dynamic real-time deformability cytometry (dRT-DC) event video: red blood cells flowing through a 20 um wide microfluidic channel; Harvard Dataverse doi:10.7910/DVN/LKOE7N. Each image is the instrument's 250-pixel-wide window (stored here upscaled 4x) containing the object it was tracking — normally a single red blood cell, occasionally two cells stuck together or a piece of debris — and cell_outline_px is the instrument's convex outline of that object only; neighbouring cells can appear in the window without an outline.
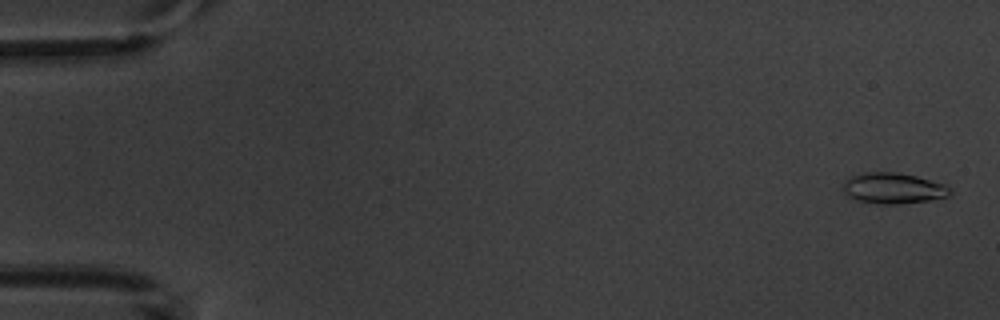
{"species": "common noctule bat (a hibernating species)", "species_latin": "Nyctalus noctula", "temperature_condition": "warm", "stored_images_in_passage": 5, "camera_frame_rate_fps": 3000, "um_per_image_px": 0.085, "animal": {"sex": "male", "body_mass_g": 20.1, "forearm_length_mm": 53.5}, "frame": {"image": 1, "passage_image": 1, "time_ms": 0.0, "image_size_px": [1000, 320], "cell_outline_px": [[952, 192], [948, 196], [928, 200], [900, 204], [880, 204], [856, 200], [848, 196], [844, 192], [844, 180], [852, 176], [864, 172], [896, 172], [916, 176], [944, 184], [952, 188]], "centroid_in_image_um": [75.93, 16.0], "position_along_channel_um": 9.1, "area_um2": 19.19}}